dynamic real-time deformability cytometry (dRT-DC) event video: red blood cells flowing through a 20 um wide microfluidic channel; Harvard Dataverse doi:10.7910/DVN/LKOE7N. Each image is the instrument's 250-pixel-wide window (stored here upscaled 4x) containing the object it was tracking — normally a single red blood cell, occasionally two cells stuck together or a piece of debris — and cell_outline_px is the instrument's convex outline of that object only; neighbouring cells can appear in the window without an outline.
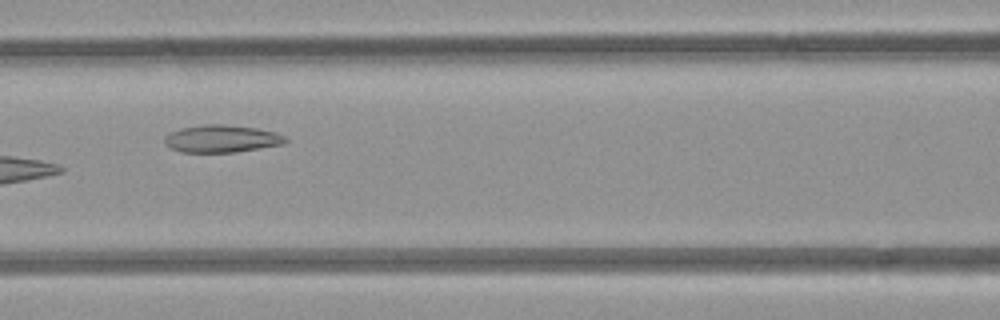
{"species": "common noctule bat (a hibernating species)", "species_latin": "Nyctalus noctula", "temperature_condition": "room temperature", "stored_images_in_passage": 8, "camera_frame_rate_fps": 3000, "um_per_image_px": 0.085, "animal": {"sex": "female", "body_mass_g": 21.9}, "frame": {"image": 1, "passage_image": 7, "time_ms": 7.0, "image_size_px": [1000, 320], "cell_outline_px": [[288, 140], [280, 144], [236, 152], [180, 152], [164, 144], [164, 136], [180, 128], [200, 124], [224, 124], [256, 128], [276, 132], [284, 136]], "centroid_in_image_um": [18.79, 11.78], "position_along_channel_um": 147.8, "area_um2": 19.25}}
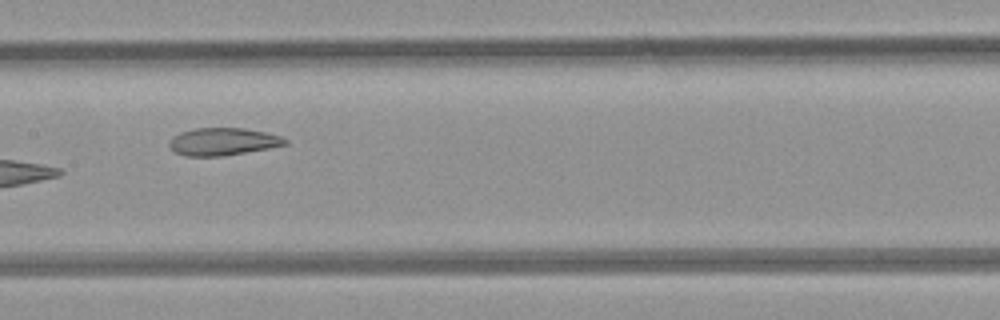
{"frame": {"image": 2, "passage_image": 8, "time_ms": 8.0, "image_size_px": [1000, 320], "cell_outline_px": [[288, 144], [268, 148], [220, 156], [184, 156], [176, 152], [168, 144], [172, 136], [180, 132], [196, 128], [244, 128], [264, 132], [280, 136], [288, 140]], "centroid_in_image_um": [18.92, 12.03], "position_along_channel_um": 188.5, "area_um2": 18.38}}